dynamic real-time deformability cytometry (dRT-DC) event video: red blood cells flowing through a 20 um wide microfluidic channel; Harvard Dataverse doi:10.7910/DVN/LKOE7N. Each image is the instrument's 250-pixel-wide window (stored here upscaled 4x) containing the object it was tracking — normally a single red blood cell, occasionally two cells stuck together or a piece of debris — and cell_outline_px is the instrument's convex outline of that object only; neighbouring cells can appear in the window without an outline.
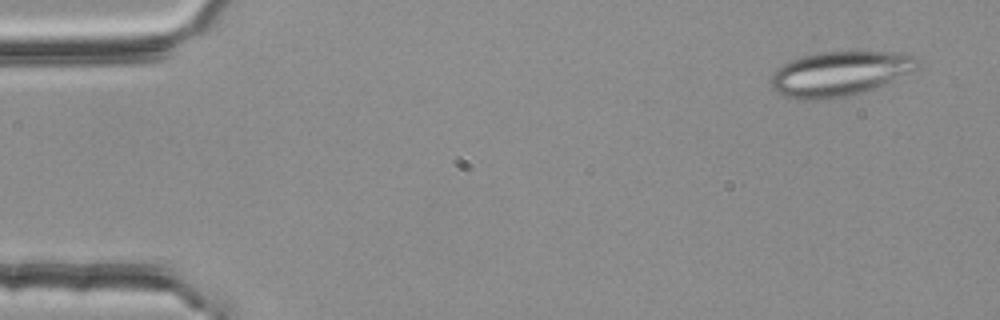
{"species": "common noctule bat (a hibernating species)", "species_latin": "Nyctalus noctula", "temperature_condition": "room temperature", "stored_images_in_passage": 4, "camera_frame_rate_fps": 3000, "um_per_image_px": 0.085, "animal": {"sex": "female", "body_mass_g": 25.1}, "frame": {"image": 1, "passage_image": 1, "time_ms": 0.0, "image_size_px": [1000, 320], "cell_outline_px": [[920, 68], [884, 84], [864, 92], [848, 96], [820, 100], [796, 100], [784, 96], [772, 88], [772, 76], [776, 68], [788, 60], [820, 52], [904, 52], [912, 56], [920, 64]], "centroid_in_image_um": [71.36, 6.27], "position_along_channel_um": 13.6, "area_um2": 38.26}}